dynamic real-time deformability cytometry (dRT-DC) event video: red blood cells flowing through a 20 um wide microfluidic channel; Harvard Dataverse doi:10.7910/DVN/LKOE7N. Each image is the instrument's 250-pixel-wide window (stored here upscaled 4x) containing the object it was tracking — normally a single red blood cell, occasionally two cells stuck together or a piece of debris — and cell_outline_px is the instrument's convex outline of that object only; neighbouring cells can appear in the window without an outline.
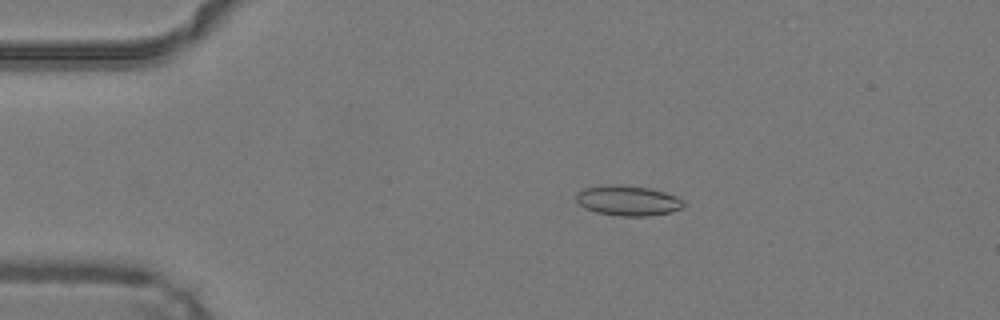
{"species": "common noctule bat (a hibernating species)", "species_latin": "Nyctalus noctula", "temperature_condition": "warm", "stored_images_in_passage": 48, "camera_frame_rate_fps": 3000, "um_per_image_px": 0.085, "animal": {"sex": "male", "body_mass_g": 19.2, "forearm_length_mm": 51.8}, "frame": {"image": 1, "passage_image": 9, "time_ms": 2.667, "image_size_px": [1000, 320], "cell_outline_px": [[684, 204], [680, 208], [672, 212], [648, 216], [620, 216], [596, 212], [584, 208], [576, 200], [576, 192], [584, 188], [608, 184], [620, 184], [652, 188], [676, 196], [684, 200]], "centroid_in_image_um": [53.36, 17.04], "position_along_channel_um": 31.6, "area_um2": 19.07}}
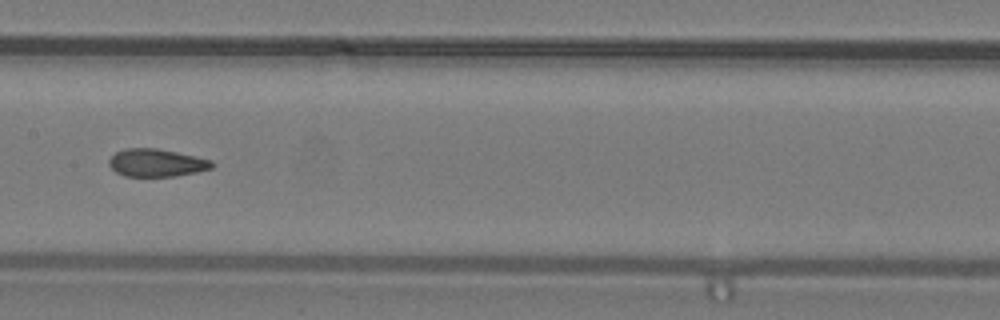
{"frame": {"image": 2, "passage_image": 24, "time_ms": 7.667, "image_size_px": [1000, 320], "cell_outline_px": [[216, 164], [212, 168], [196, 172], [176, 176], [124, 176], [116, 172], [108, 164], [108, 160], [116, 152], [128, 148], [156, 148], [196, 156], [212, 160]], "centroid_in_image_um": [13.32, 13.84], "position_along_channel_um": 194.1, "area_um2": 16.65}}
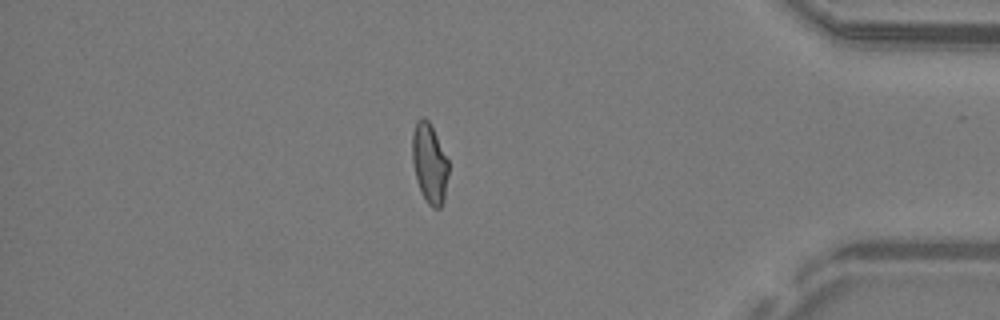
{"frame": {"image": 3, "passage_image": 41, "time_ms": 13.333, "image_size_px": [1000, 320], "cell_outline_px": [[448, 176], [444, 200], [440, 208], [432, 208], [428, 204], [420, 188], [416, 176], [412, 160], [412, 132], [416, 120], [420, 116], [424, 116], [428, 120], [448, 160]], "centroid_in_image_um": [36.5, 13.85], "position_along_channel_um": 398.7, "area_um2": 16.7}, "authors_computed_cell_mechanics": {"area_um2": 17.3978, "velocity_mm_per_s": 4.2597, "shape_relaxation_time_tau1_ms": null, "shape_relaxation_time_tau2_ms": 1.6179, "deformation_change_tau1": null, "deformation_change_tau2": 0.0691}}